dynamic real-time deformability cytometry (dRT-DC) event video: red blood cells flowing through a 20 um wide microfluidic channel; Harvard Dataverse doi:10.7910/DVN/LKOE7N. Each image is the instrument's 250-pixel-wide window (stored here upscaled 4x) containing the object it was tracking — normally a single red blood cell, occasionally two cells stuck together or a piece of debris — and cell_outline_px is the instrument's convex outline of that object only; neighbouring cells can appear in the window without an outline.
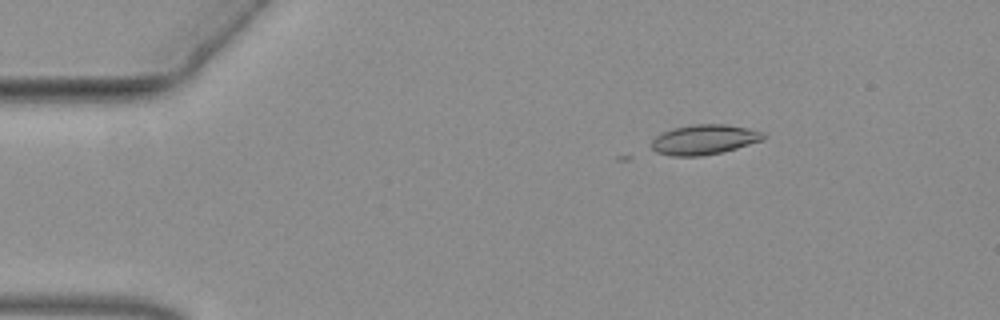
{"species": "common noctule bat (a hibernating species)", "species_latin": "Nyctalus noctula", "temperature_condition": "warm", "stored_images_in_passage": 3, "camera_frame_rate_fps": 3000, "um_per_image_px": 0.085, "animal": {"sex": "female", "body_mass_g": 19.3, "forearm_length_mm": 54.1}, "frame": {"image": 1, "passage_image": 1, "time_ms": 0.0, "image_size_px": [1000, 320], "cell_outline_px": [[764, 140], [736, 148], [720, 152], [700, 156], [672, 156], [656, 152], [652, 148], [652, 140], [656, 136], [672, 128], [692, 124], [724, 124], [748, 128], [764, 132]], "centroid_in_image_um": [59.85, 11.86], "position_along_channel_um": 25.1, "area_um2": 19.42}}